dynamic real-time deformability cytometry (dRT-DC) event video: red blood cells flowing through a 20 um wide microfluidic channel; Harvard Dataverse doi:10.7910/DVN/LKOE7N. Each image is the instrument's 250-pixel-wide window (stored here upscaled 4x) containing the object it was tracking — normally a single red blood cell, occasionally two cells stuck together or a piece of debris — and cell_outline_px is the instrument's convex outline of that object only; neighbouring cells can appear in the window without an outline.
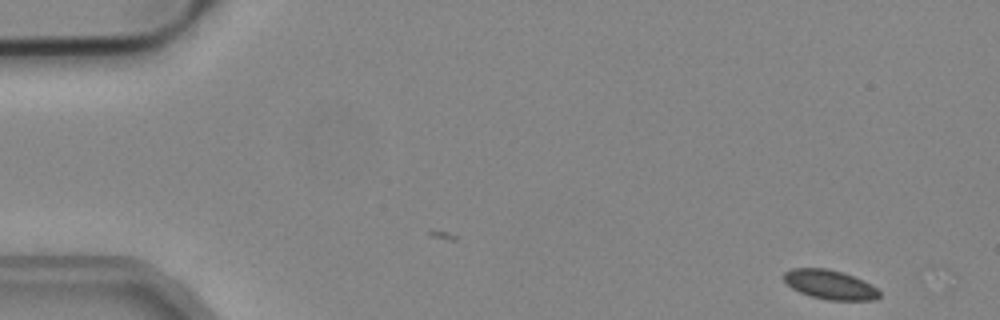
{"species": "common noctule bat (a hibernating species)", "species_latin": "Nyctalus noctula", "temperature_condition": "cold", "stored_images_in_passage": 6, "camera_frame_rate_fps": 3000, "um_per_image_px": 0.085, "animal": {"sex": "male", "body_mass_g": 19.2, "forearm_length_mm": 51.8}, "frame": {"image": 1, "passage_image": 1, "time_ms": 0.0, "image_size_px": [1000, 320], "cell_outline_px": [[880, 296], [876, 300], [828, 300], [812, 296], [800, 292], [792, 288], [784, 280], [784, 272], [792, 268], [828, 268], [844, 272], [864, 280], [872, 284], [880, 292]], "centroid_in_image_um": [70.58, 24.18], "position_along_channel_um": 14.4, "area_um2": 16.42}}